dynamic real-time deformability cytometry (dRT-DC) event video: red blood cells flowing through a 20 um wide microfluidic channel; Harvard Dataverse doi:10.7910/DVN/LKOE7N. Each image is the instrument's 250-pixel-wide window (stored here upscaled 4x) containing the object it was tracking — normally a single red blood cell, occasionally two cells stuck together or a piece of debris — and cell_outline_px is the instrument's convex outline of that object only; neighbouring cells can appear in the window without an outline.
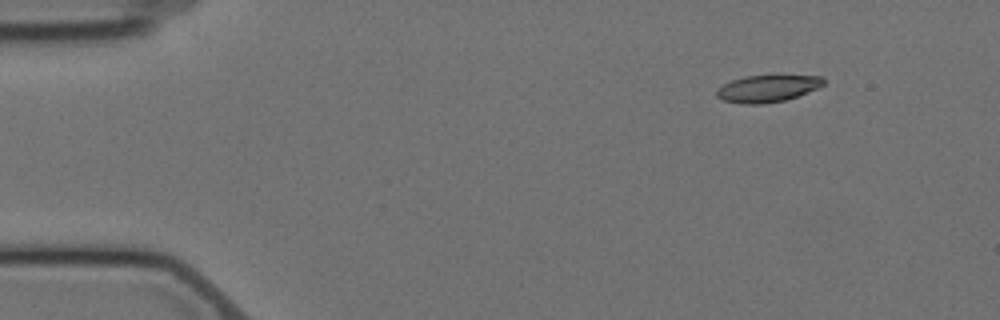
{"species": "Egyptian fruit bat (a non-hibernating species)", "species_latin": "Rousettus aegyptiacus", "temperature_condition": "cold", "stored_images_in_passage": 5, "segment_of_instrument_passage": [2, 2], "camera_frame_rate_fps": 3000, "um_per_image_px": 0.085, "animal": {"sex": "female"}, "frame": {"image": 1, "passage_image": 5, "time_ms": 6.0, "image_size_px": [1000, 320], "cell_outline_px": [[824, 84], [816, 88], [796, 96], [784, 100], [760, 104], [744, 104], [724, 100], [716, 96], [716, 88], [732, 80], [744, 76], [776, 72], [780, 72], [824, 76]], "centroid_in_image_um": [65.28, 7.44], "position_along_channel_um": 19.7, "area_um2": 17.69}}